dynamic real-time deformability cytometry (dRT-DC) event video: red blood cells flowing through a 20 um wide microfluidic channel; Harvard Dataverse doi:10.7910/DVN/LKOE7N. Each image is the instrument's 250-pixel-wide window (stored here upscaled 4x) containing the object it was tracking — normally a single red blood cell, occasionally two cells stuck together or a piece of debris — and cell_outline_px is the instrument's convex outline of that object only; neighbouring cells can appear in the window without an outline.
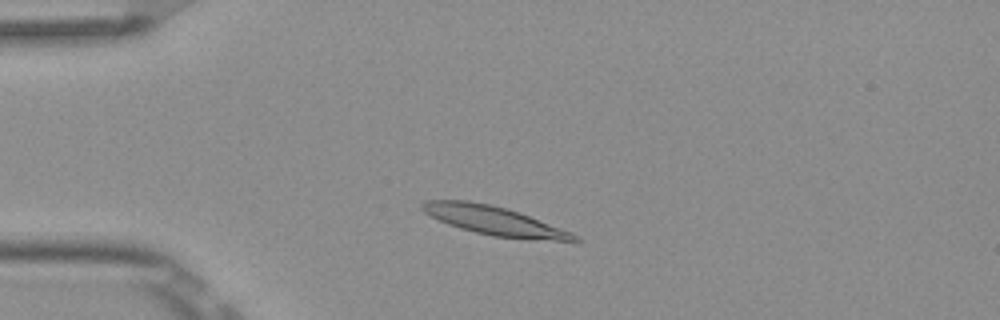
{"species": "Egyptian fruit bat (a non-hibernating species)", "species_latin": "Rousettus aegyptiacus", "temperature_condition": "room temperature", "stored_images_in_passage": 6, "camera_frame_rate_fps": 3000, "um_per_image_px": 0.085, "frame": {"image": 1, "passage_image": 2, "time_ms": 0.333, "image_size_px": [1000, 320], "cell_outline_px": [[584, 240], [528, 240], [492, 236], [460, 228], [448, 224], [424, 212], [420, 208], [420, 204], [424, 200], [468, 200], [492, 204], [528, 216], [572, 232], [580, 236]], "centroid_in_image_um": [42.0, 18.76], "position_along_channel_um": 43.0, "area_um2": 25.43}}
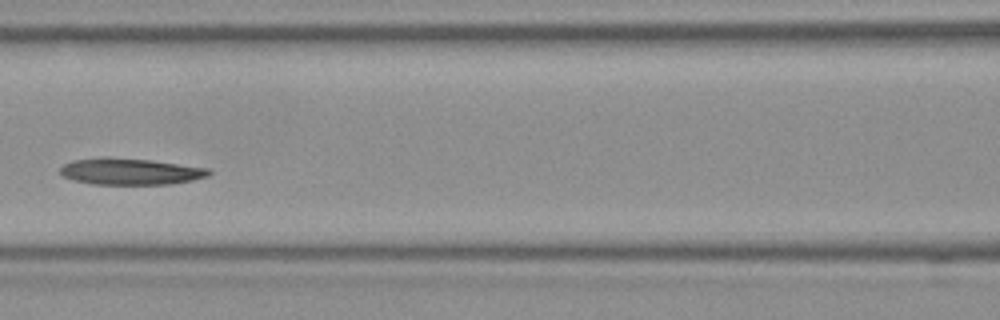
{"frame": {"image": 2, "passage_image": 5, "time_ms": 1.333, "image_size_px": [1000, 320], "cell_outline_px": [[212, 172], [208, 176], [192, 180], [172, 184], [92, 184], [72, 180], [64, 176], [60, 172], [60, 168], [64, 164], [72, 160], [108, 156], [152, 160], [208, 168]], "centroid_in_image_um": [11.06, 14.57], "position_along_channel_um": 155.5, "area_um2": 23.12}}
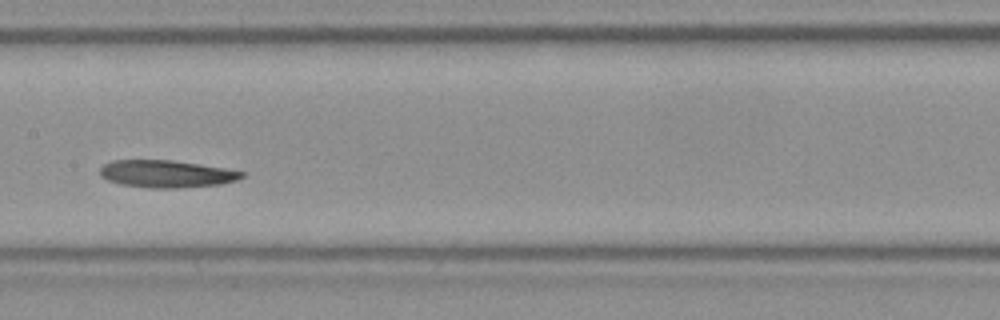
{"frame": {"image": 3, "passage_image": 6, "time_ms": 1.667, "image_size_px": [1000, 320], "cell_outline_px": [[244, 176], [236, 180], [220, 184], [180, 188], [152, 188], [120, 184], [108, 180], [100, 176], [100, 168], [104, 164], [112, 160], [172, 160], [200, 164], [224, 168], [244, 172]], "centroid_in_image_um": [14.13, 14.77], "position_along_channel_um": 193.3, "area_um2": 22.54}}